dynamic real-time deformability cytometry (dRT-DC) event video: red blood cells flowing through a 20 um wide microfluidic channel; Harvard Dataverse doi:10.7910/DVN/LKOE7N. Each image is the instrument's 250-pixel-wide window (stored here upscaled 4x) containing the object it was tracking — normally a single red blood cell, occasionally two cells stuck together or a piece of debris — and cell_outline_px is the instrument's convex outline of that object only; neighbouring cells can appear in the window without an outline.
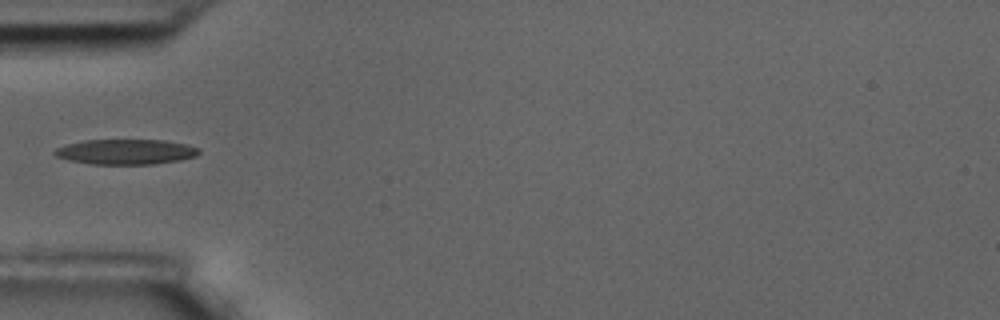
{"species": "common noctule bat (a hibernating species)", "species_latin": "Nyctalus noctula", "temperature_condition": "room temperature", "stored_images_in_passage": 9, "camera_frame_rate_fps": 3000, "um_per_image_px": 0.085, "animal": {"sex": "male", "body_mass_g": 17.5, "forearm_length_mm": 52.3}, "frame": {"image": 1, "passage_image": 3, "time_ms": 0.667, "image_size_px": [1000, 320], "cell_outline_px": [[200, 152], [196, 156], [180, 160], [152, 164], [88, 164], [68, 160], [56, 156], [52, 152], [56, 148], [68, 144], [84, 140], [164, 140], [188, 144], [200, 148]], "centroid_in_image_um": [10.71, 12.9], "position_along_channel_um": 74.3, "area_um2": 21.27}}
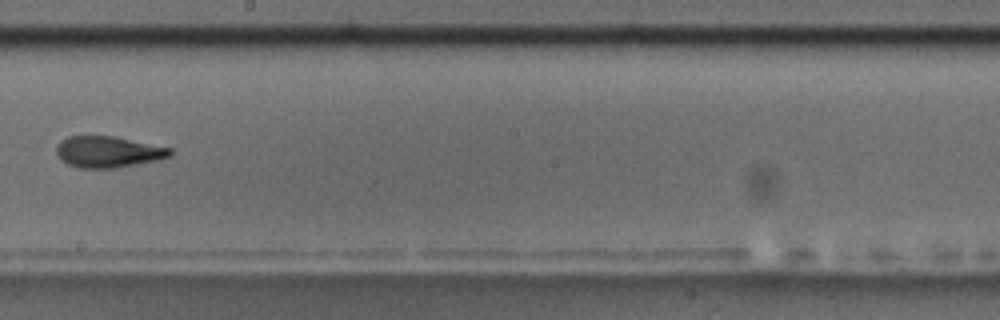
{"frame": {"image": 2, "passage_image": 7, "time_ms": 2.0, "image_size_px": [1000, 320], "cell_outline_px": [[172, 156], [160, 160], [116, 168], [76, 168], [60, 160], [56, 152], [56, 148], [60, 140], [68, 136], [112, 136], [172, 148]], "centroid_in_image_um": [9.19, 12.92], "position_along_channel_um": 239.0, "area_um2": 20.92}}
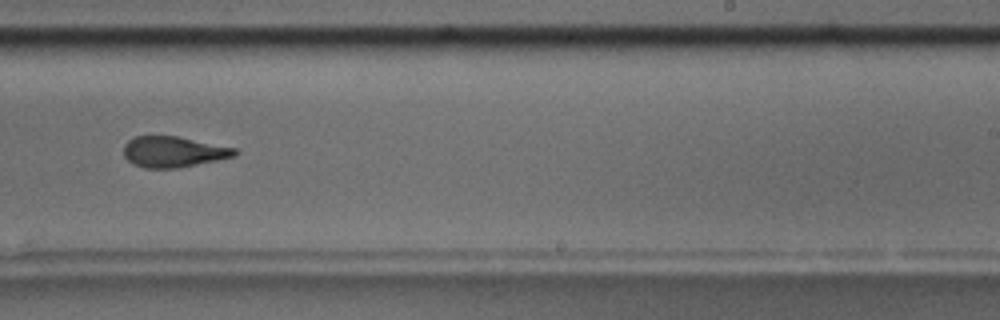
{"frame": {"image": 3, "passage_image": 8, "time_ms": 2.333, "image_size_px": [1000, 320], "cell_outline_px": [[240, 152], [236, 156], [180, 168], [144, 168], [132, 164], [124, 156], [124, 144], [128, 140], [136, 136], [176, 136], [236, 148]], "centroid_in_image_um": [14.75, 12.91], "position_along_channel_um": 274.3, "area_um2": 20.06}}